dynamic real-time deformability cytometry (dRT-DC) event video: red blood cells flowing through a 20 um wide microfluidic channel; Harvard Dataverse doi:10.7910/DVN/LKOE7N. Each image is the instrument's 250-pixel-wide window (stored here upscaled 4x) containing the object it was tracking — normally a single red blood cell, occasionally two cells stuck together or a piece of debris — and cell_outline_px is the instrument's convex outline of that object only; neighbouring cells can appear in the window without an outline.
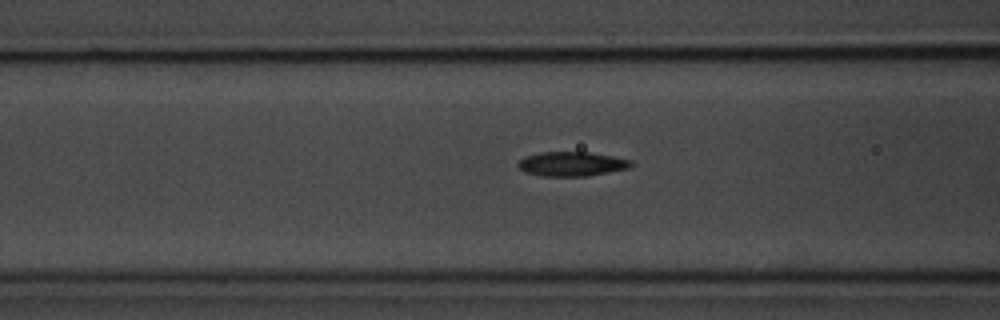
{"species": "common noctule bat (a hibernating species)", "species_latin": "Nyctalus noctula", "temperature_condition": "room temperature", "stored_images_in_passage": 37, "camera_frame_rate_fps": 3000, "um_per_image_px": 0.085, "animal": {"sex": "male", "body_mass_g": 20.1, "forearm_length_mm": 53.5}, "frame": {"image": 1, "passage_image": 14, "time_ms": 4.333, "image_size_px": [1000, 320], "cell_outline_px": [[632, 164], [628, 168], [588, 176], [544, 176], [524, 172], [516, 164], [524, 156], [540, 152], [588, 152], [612, 156], [632, 160]], "centroid_in_image_um": [48.56, 13.93], "position_along_channel_um": 118.0, "area_um2": 16.01}}
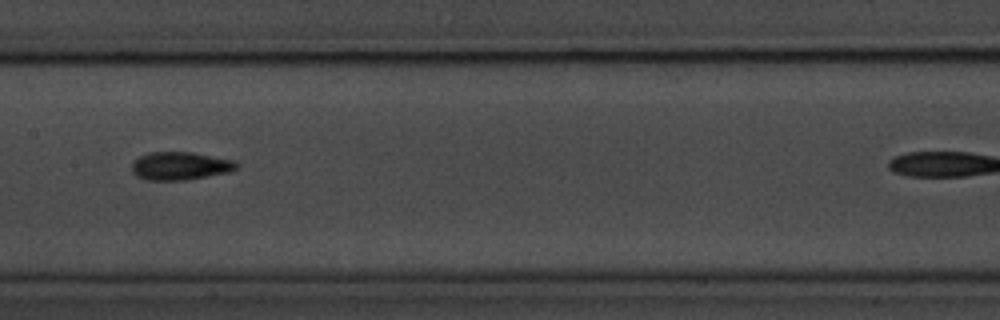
{"frame": {"image": 2, "passage_image": 20, "time_ms": 6.333, "image_size_px": [1000, 320], "cell_outline_px": [[240, 164], [236, 168], [228, 172], [184, 180], [148, 180], [136, 176], [132, 172], [132, 164], [140, 156], [148, 152], [192, 152], [236, 160]], "centroid_in_image_um": [15.33, 14.09], "position_along_channel_um": 192.1, "area_um2": 17.11}}
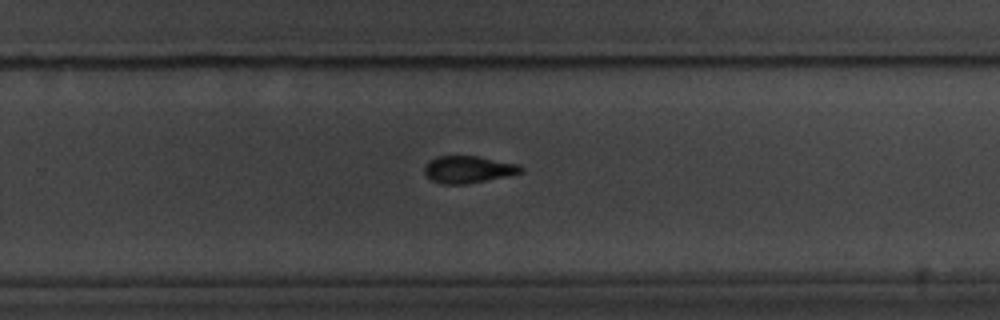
{"frame": {"image": 3, "passage_image": 28, "time_ms": 9.0, "image_size_px": [1000, 320], "cell_outline_px": [[524, 168], [520, 172], [504, 176], [468, 184], [440, 184], [432, 180], [424, 172], [424, 164], [428, 160], [436, 156], [476, 156], [520, 164]], "centroid_in_image_um": [39.75, 14.39], "position_along_channel_um": 290.1, "area_um2": 15.2}}